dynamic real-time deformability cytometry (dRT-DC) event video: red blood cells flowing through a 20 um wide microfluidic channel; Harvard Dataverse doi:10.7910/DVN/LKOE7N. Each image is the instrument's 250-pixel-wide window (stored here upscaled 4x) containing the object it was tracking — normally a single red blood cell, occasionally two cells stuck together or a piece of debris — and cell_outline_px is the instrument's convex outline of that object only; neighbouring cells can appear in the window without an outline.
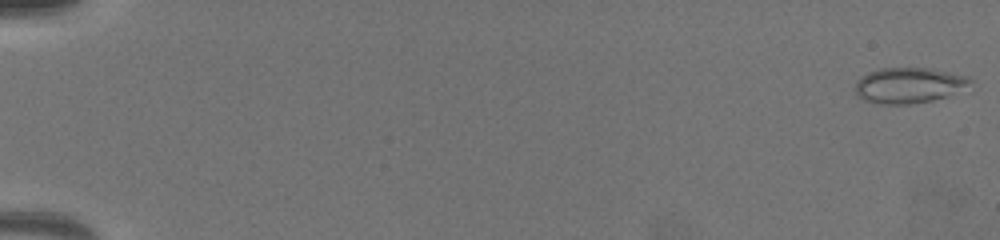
{"species": "common noctule bat (a hibernating species)", "species_latin": "Nyctalus noctula", "temperature_condition": "warm", "stored_images_in_passage": 66, "camera_frame_rate_fps": 3000, "um_per_image_px": 0.085, "animal": {"sex": "female", "body_mass_g": 19.5, "forearm_length_mm": 54.1}, "frame": {"image": 1, "passage_image": 1, "time_ms": 0.0, "image_size_px": [1000, 240], "cell_outline_px": [[972, 80], [948, 96], [932, 100], [912, 104], [880, 104], [864, 100], [856, 96], [856, 80], [868, 72], [880, 68], [932, 68], [972, 76]], "centroid_in_image_um": [77.21, 7.24], "position_along_channel_um": 7.8, "area_um2": 23.81}}
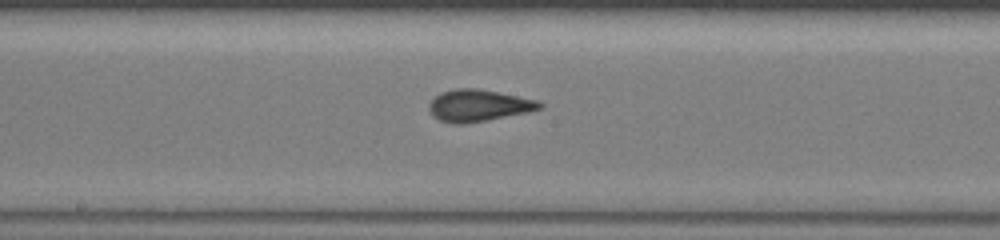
{"frame": {"image": 2, "passage_image": 38, "time_ms": 12.333, "image_size_px": [1000, 240], "cell_outline_px": [[544, 108], [528, 112], [488, 120], [464, 124], [456, 124], [440, 120], [432, 116], [428, 108], [428, 104], [440, 92], [456, 88], [476, 88], [536, 100], [544, 104]], "centroid_in_image_um": [40.65, 8.98], "position_along_channel_um": 207.5, "area_um2": 20.46}}
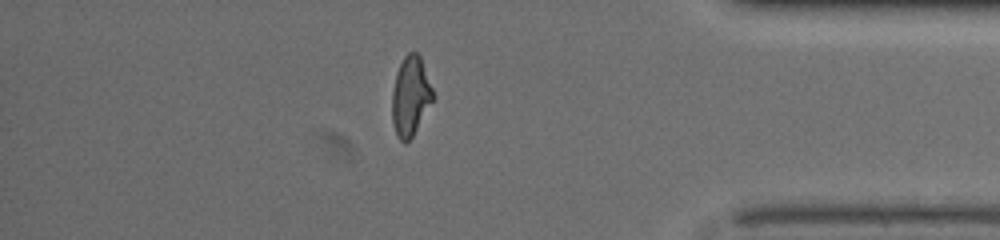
{"frame": {"image": 3, "passage_image": 58, "time_ms": 19.0, "image_size_px": [1000, 240], "cell_outline_px": [[432, 100], [412, 136], [404, 144], [396, 136], [392, 124], [392, 92], [396, 72], [404, 56], [408, 52], [416, 52], [420, 56], [432, 88]], "centroid_in_image_um": [34.85, 8.17], "position_along_channel_um": 400.4, "area_um2": 18.55}}